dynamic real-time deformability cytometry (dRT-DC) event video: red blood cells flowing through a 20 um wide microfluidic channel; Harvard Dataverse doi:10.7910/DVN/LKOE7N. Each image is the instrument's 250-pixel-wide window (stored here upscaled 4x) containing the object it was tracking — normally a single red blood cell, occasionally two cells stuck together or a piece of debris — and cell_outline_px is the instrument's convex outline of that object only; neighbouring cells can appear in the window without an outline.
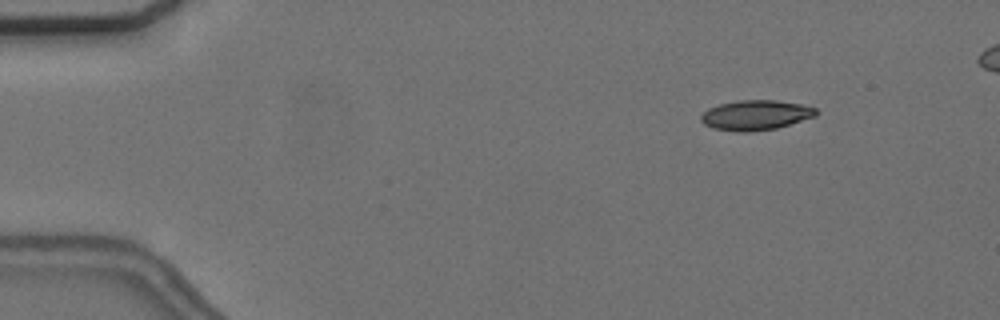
{"species": "common noctule bat (a hibernating species)", "species_latin": "Nyctalus noctula", "temperature_condition": "cold", "stored_images_in_passage": 6, "camera_frame_rate_fps": 3000, "um_per_image_px": 0.085, "animal": {"sex": "female", "body_mass_g": 24.6, "forearm_length_mm": 56.2}, "frame": {"image": 1, "passage_image": 2, "time_ms": 1.0, "image_size_px": [1000, 320], "cell_outline_px": [[820, 112], [816, 116], [776, 128], [748, 132], [736, 132], [712, 128], [704, 124], [700, 120], [700, 116], [708, 108], [720, 104], [740, 100], [776, 100], [800, 104], [816, 108]], "centroid_in_image_um": [64.23, 9.79], "position_along_channel_um": 20.8, "area_um2": 20.11}}